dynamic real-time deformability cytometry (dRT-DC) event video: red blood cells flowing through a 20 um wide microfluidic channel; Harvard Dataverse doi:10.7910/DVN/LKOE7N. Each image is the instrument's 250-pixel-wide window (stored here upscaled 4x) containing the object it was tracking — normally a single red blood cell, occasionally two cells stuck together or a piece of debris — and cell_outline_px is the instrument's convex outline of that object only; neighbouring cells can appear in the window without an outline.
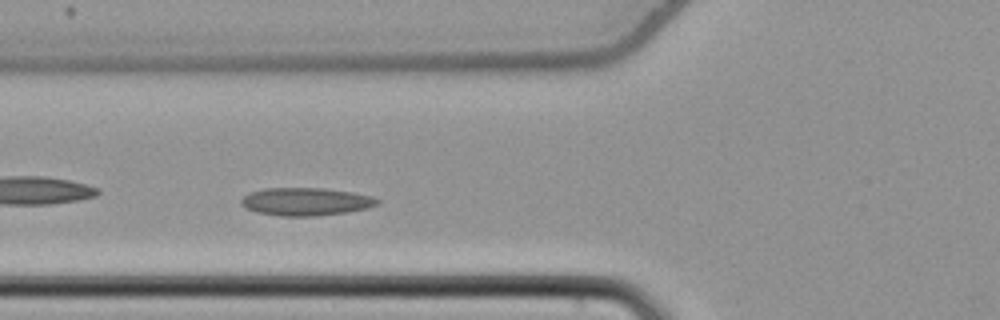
{"species": "common noctule bat (a hibernating species)", "species_latin": "Nyctalus noctula", "temperature_condition": "cold", "stored_images_in_passage": 47, "camera_frame_rate_fps": 3000, "um_per_image_px": 0.085, "animal": {"sex": "female", "body_mass_g": 22.7, "forearm_length_mm": 54.2}, "frame": {"image": 1, "passage_image": 12, "time_ms": 3.667, "image_size_px": [1000, 320], "cell_outline_px": [[380, 204], [368, 208], [348, 212], [316, 216], [280, 216], [256, 212], [240, 204], [240, 200], [248, 192], [264, 188], [324, 188], [352, 192], [372, 196], [380, 200]], "centroid_in_image_um": [26.01, 17.13], "position_along_channel_um": 99.8, "area_um2": 22.31}}
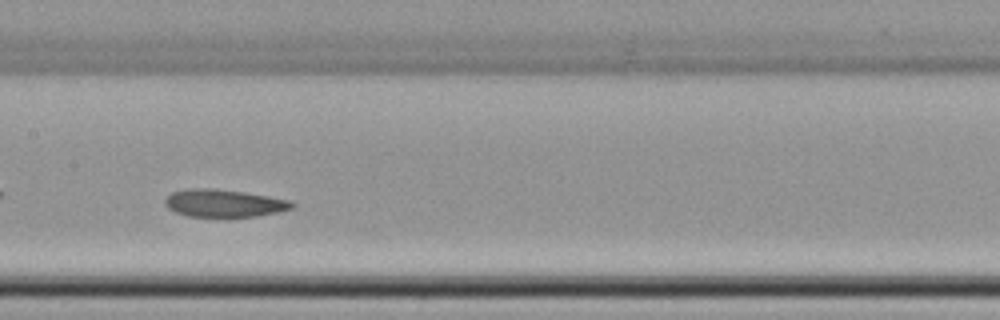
{"frame": {"image": 2, "passage_image": 19, "time_ms": 6.0, "image_size_px": [1000, 320], "cell_outline_px": [[296, 204], [292, 208], [276, 212], [256, 216], [188, 216], [176, 212], [168, 208], [164, 204], [164, 200], [172, 192], [184, 188], [212, 188], [244, 192], [292, 200]], "centroid_in_image_um": [19.02, 17.25], "position_along_channel_um": 188.4, "area_um2": 20.35}}
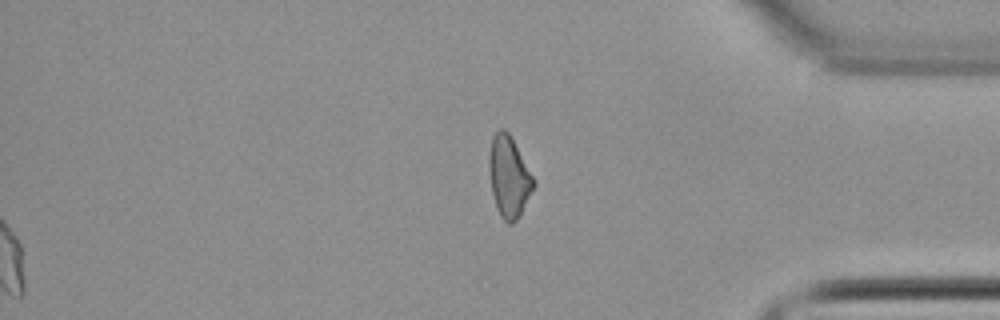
{"frame": {"image": 3, "passage_image": 47, "time_ms": 15.333, "image_size_px": [1000, 320], "cell_outline_px": [[536, 184], [520, 216], [512, 224], [508, 224], [500, 216], [496, 208], [492, 192], [488, 164], [488, 156], [492, 136], [500, 128], [504, 128], [508, 132], [536, 180]], "centroid_in_image_um": [43.26, 15.04], "position_along_channel_um": 391.9, "area_um2": 21.21}, "authors_computed_cell_mechanics": {"area_um2": 21.3282, "velocity_mm_per_s": 3.7988, "shape_relaxation_time_tau1_ms": null, "shape_relaxation_time_tau2_ms": 1.8918, "deformation_change_tau1": null, "deformation_change_tau2": 0.0735}}